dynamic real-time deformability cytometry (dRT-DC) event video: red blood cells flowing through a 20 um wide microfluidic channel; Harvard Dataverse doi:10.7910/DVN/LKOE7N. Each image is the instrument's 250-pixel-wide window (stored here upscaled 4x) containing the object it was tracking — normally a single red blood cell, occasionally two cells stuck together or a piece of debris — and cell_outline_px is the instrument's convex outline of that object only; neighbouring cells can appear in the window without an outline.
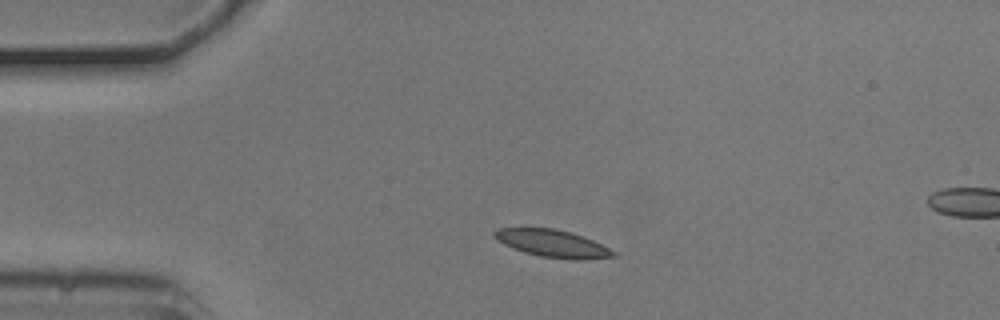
{"species": "common noctule bat (a hibernating species)", "species_latin": "Nyctalus noctula", "temperature_condition": "cold", "stored_images_in_passage": 3, "segment_of_instrument_passage": [1, 2], "camera_frame_rate_fps": 3000, "um_per_image_px": 0.085, "animal": {"sex": "male", "body_mass_g": 20.5, "forearm_length_mm": 52.5}, "frame": {"image": 1, "passage_image": 1, "time_ms": 0.0, "image_size_px": [1000, 320], "cell_outline_px": [[616, 256], [580, 260], [576, 260], [540, 256], [524, 252], [512, 248], [496, 240], [492, 236], [492, 232], [496, 228], [552, 228], [572, 232], [592, 240], [616, 252]], "centroid_in_image_um": [46.91, 20.69], "position_along_channel_um": 38.1, "area_um2": 18.96}}